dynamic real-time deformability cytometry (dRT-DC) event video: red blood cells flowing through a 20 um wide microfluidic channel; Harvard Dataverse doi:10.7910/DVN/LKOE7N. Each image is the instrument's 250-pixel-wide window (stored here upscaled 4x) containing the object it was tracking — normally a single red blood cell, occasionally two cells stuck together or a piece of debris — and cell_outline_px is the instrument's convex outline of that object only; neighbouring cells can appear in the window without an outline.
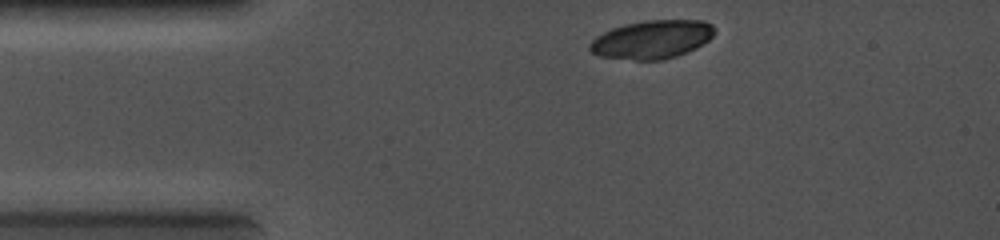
{"species": "common noctule bat (a hibernating species)", "species_latin": "Nyctalus noctula", "temperature_condition": "cold", "stored_images_in_passage": 3, "camera_frame_rate_fps": 5000, "um_per_image_px": 0.085, "animal": {"sex": "female", "body_mass_g": 19.0, "forearm_length_mm": 56.7}, "frame": {"image": 1, "passage_image": 1, "time_ms": 0.0, "image_size_px": [1000, 240], "cell_outline_px": [[716, 32], [708, 40], [696, 48], [676, 56], [664, 60], [636, 60], [600, 56], [592, 52], [588, 48], [588, 44], [596, 36], [612, 28], [624, 24], [644, 20], [704, 20], [712, 24], [716, 28]], "centroid_in_image_um": [55.43, 3.34], "position_along_channel_um": 29.6, "area_um2": 28.09}}